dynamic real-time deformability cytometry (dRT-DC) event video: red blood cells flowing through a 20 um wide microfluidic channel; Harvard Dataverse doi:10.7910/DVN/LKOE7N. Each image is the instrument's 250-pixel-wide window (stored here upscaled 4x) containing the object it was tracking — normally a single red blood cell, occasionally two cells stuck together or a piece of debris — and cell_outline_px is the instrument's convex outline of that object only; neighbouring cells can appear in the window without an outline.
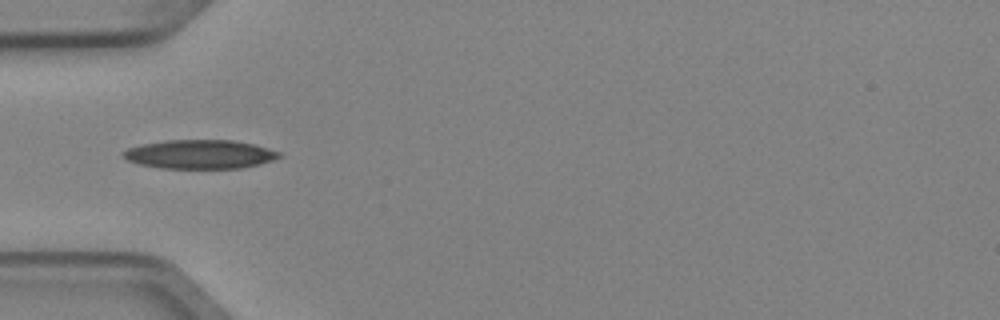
{"species": "Egyptian fruit bat (a non-hibernating species)", "species_latin": "Rousettus aegyptiacus", "temperature_condition": "cold", "stored_images_in_passage": 3, "camera_frame_rate_fps": 3000, "um_per_image_px": 0.085, "animal": {"sex": "female"}, "frame": {"image": 1, "passage_image": 3, "time_ms": 0.667, "image_size_px": [1000, 320], "cell_outline_px": [[284, 156], [272, 160], [244, 168], [160, 168], [140, 164], [128, 160], [120, 152], [128, 148], [140, 144], [168, 140], [232, 140], [252, 144], [280, 152]], "centroid_in_image_um": [16.98, 13.11], "position_along_channel_um": 68.0, "area_um2": 26.18}}